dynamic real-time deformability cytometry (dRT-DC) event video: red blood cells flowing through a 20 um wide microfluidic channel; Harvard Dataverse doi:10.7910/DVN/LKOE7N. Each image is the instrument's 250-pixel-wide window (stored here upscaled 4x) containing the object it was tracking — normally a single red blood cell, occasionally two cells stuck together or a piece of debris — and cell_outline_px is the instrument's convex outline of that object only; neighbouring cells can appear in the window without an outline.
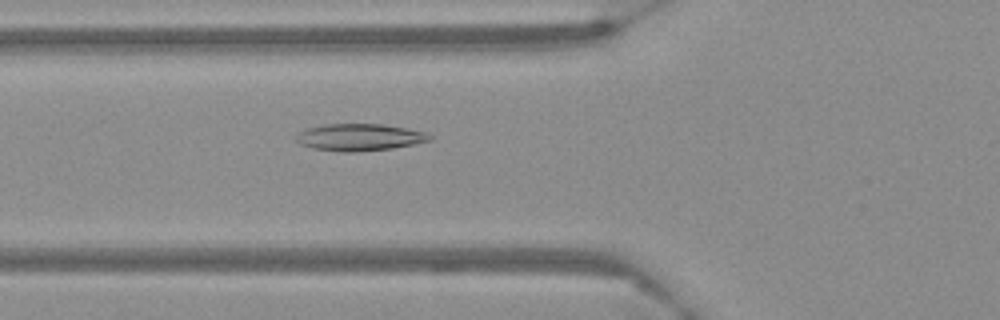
{"species": "Egyptian fruit bat (a non-hibernating species)", "species_latin": "Rousettus aegyptiacus", "temperature_condition": "warm", "stored_images_in_passage": 40, "camera_frame_rate_fps": 3000, "um_per_image_px": 0.085, "frame": {"image": 1, "passage_image": 17, "time_ms": 5.333, "image_size_px": [1000, 320], "cell_outline_px": [[432, 140], [392, 148], [352, 152], [340, 152], [312, 148], [300, 144], [296, 140], [296, 136], [300, 132], [308, 128], [324, 124], [384, 124], [428, 132], [432, 136]], "centroid_in_image_um": [30.57, 11.66], "position_along_channel_um": 95.2, "area_um2": 20.98}}
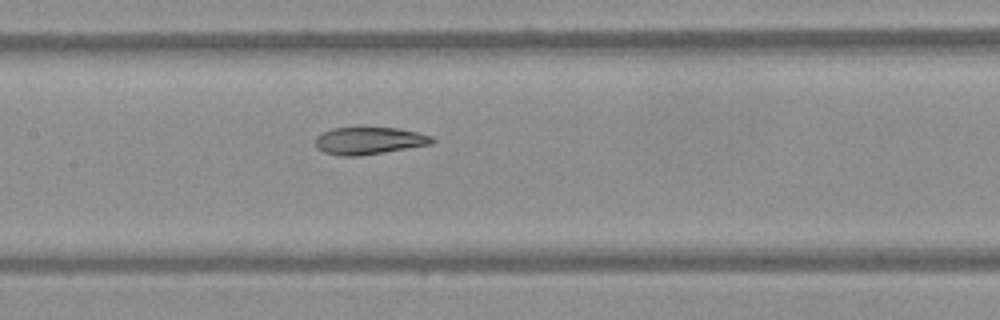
{"frame": {"image": 2, "passage_image": 24, "time_ms": 7.667, "image_size_px": [1000, 320], "cell_outline_px": [[436, 140], [432, 144], [360, 156], [340, 156], [324, 152], [316, 148], [316, 136], [332, 128], [396, 128], [416, 132], [432, 136]], "centroid_in_image_um": [31.37, 11.97], "position_along_channel_um": 176.0, "area_um2": 18.44}}
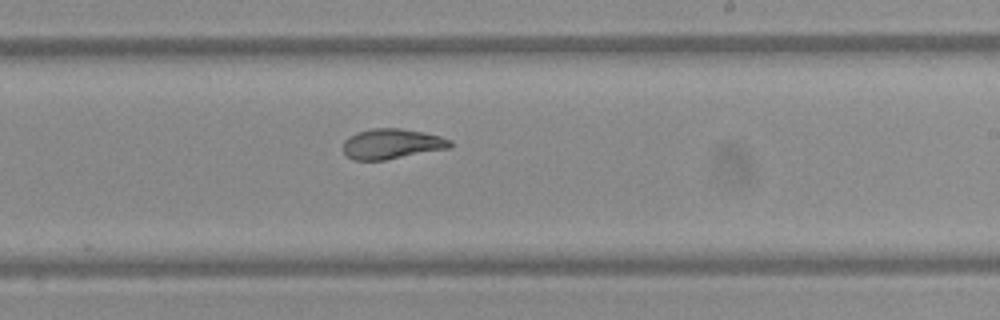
{"frame": {"image": 3, "passage_image": 31, "time_ms": 10.0, "image_size_px": [1000, 320], "cell_outline_px": [[452, 148], [384, 160], [352, 160], [344, 152], [344, 140], [348, 136], [356, 132], [372, 128], [400, 128], [424, 132], [440, 136], [452, 140]], "centroid_in_image_um": [33.32, 12.22], "position_along_channel_um": 255.7, "area_um2": 19.02}}